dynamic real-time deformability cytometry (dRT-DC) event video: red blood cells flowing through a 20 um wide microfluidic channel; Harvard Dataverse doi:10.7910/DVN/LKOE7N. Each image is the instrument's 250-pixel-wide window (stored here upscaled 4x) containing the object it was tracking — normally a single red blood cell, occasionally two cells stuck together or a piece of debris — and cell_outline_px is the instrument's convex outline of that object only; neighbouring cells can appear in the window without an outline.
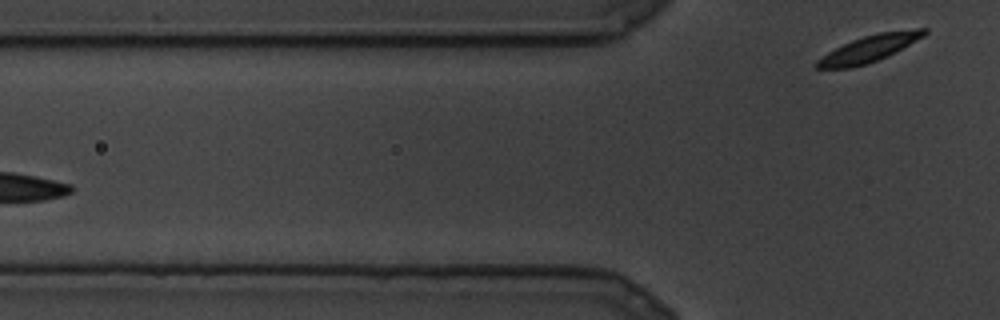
{"species": "common noctule bat (a hibernating species)", "species_latin": "Nyctalus noctula", "temperature_condition": "cold", "stored_images_in_passage": 6, "segment_of_instrument_passage": [2, 2], "camera_frame_rate_fps": 3000, "um_per_image_px": 0.085, "animal": {"sex": "male", "body_mass_g": 19.5, "forearm_length_mm": 54.6}, "frame": {"image": 1, "passage_image": 6, "time_ms": 1.667, "image_size_px": [1000, 320], "cell_outline_px": [[928, 32], [924, 36], [876, 60], [852, 68], [816, 68], [816, 60], [828, 52], [852, 40], [864, 36], [880, 32], [916, 28], [928, 28]], "centroid_in_image_um": [73.86, 4.11], "position_along_channel_um": 51.9, "area_um2": 16.13}}